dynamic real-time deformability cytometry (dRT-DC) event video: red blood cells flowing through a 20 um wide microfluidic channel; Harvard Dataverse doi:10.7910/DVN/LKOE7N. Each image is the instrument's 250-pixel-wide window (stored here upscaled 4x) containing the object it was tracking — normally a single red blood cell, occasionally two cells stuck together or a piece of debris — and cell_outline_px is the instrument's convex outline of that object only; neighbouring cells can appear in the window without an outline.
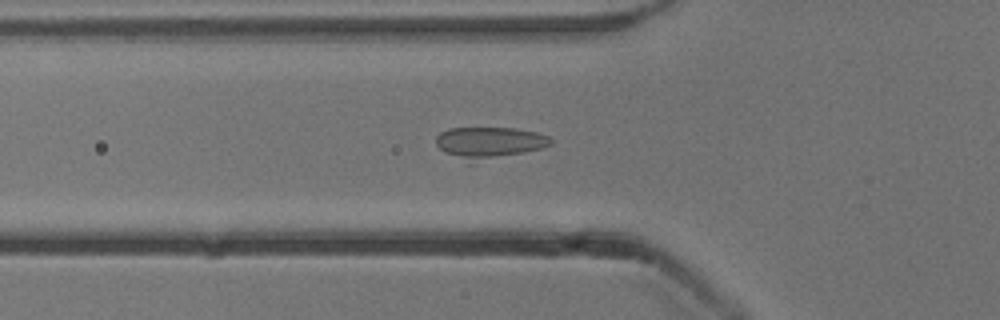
{"species": "common noctule bat (a hibernating species)", "species_latin": "Nyctalus noctula", "temperature_condition": "cold", "stored_images_in_passage": 24, "camera_frame_rate_fps": 3000, "um_per_image_px": 0.085, "animal": {"sex": "male", "body_mass_g": 13.3}, "frame": {"image": 1, "passage_image": 11, "time_ms": 3.333, "image_size_px": [1000, 320], "cell_outline_px": [[552, 144], [540, 148], [524, 152], [472, 164], [468, 164], [440, 148], [436, 144], [436, 136], [440, 132], [448, 128], [516, 128], [536, 132], [548, 136], [552, 140]], "centroid_in_image_um": [41.56, 12.14], "position_along_channel_um": 84.2, "area_um2": 21.21}}
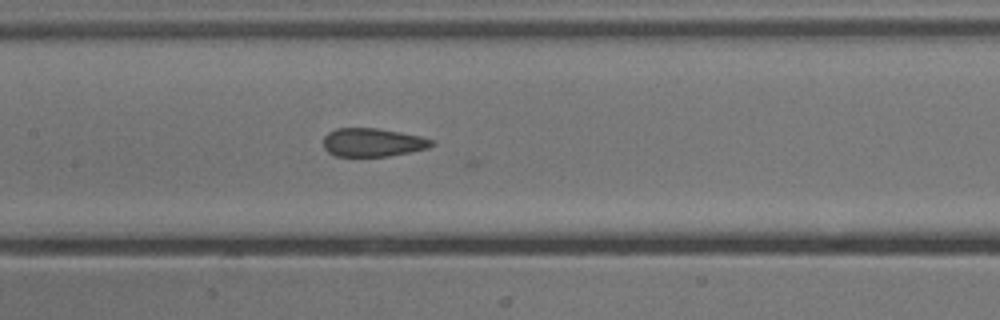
{"frame": {"image": 2, "passage_image": 18, "time_ms": 5.667, "image_size_px": [1000, 320], "cell_outline_px": [[436, 144], [428, 148], [388, 156], [336, 156], [328, 152], [324, 148], [324, 136], [328, 132], [336, 128], [376, 128], [400, 132], [420, 136], [432, 140]], "centroid_in_image_um": [31.67, 12.1], "position_along_channel_um": 175.7, "area_um2": 17.86}}
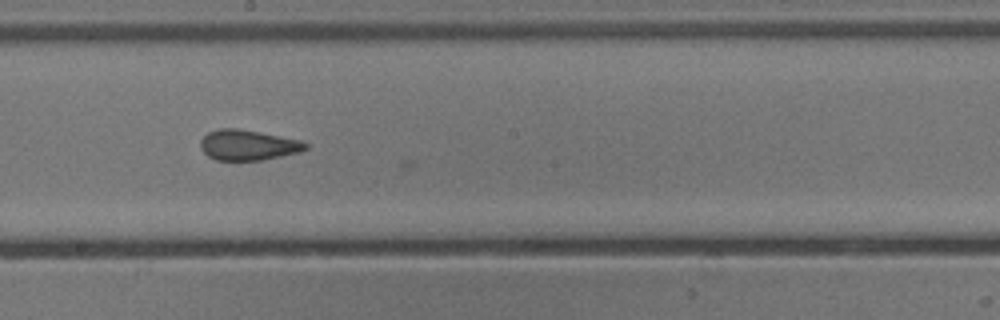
{"frame": {"image": 3, "passage_image": 22, "time_ms": 7.0, "image_size_px": [1000, 320], "cell_outline_px": [[308, 148], [300, 152], [260, 160], [216, 160], [208, 156], [200, 148], [200, 140], [208, 132], [220, 128], [236, 128], [304, 140], [308, 144]], "centroid_in_image_um": [21.09, 12.32], "position_along_channel_um": 227.1, "area_um2": 18.67}}